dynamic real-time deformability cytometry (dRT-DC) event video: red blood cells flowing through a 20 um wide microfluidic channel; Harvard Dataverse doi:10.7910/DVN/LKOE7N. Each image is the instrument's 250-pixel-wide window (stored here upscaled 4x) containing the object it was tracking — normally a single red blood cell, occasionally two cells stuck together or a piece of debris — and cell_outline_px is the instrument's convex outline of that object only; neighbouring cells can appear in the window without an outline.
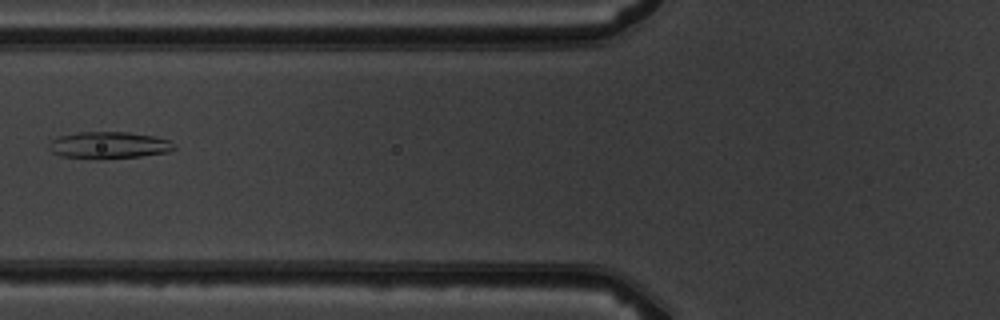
{"species": "common noctule bat (a hibernating species)", "species_latin": "Nyctalus noctula", "temperature_condition": "warm", "stored_images_in_passage": 4, "camera_frame_rate_fps": 3000, "um_per_image_px": 0.085, "animal": {"sex": "male", "body_mass_g": 19.5, "forearm_length_mm": 54.6}, "frame": {"image": 1, "passage_image": 4, "time_ms": 4.333, "image_size_px": [1000, 320], "cell_outline_px": [[176, 148], [168, 152], [140, 156], [60, 156], [52, 152], [48, 148], [48, 144], [52, 140], [60, 136], [76, 132], [128, 132], [152, 136], [168, 140], [176, 144]], "centroid_in_image_um": [9.27, 12.29], "position_along_channel_um": 116.5, "area_um2": 18.67}}